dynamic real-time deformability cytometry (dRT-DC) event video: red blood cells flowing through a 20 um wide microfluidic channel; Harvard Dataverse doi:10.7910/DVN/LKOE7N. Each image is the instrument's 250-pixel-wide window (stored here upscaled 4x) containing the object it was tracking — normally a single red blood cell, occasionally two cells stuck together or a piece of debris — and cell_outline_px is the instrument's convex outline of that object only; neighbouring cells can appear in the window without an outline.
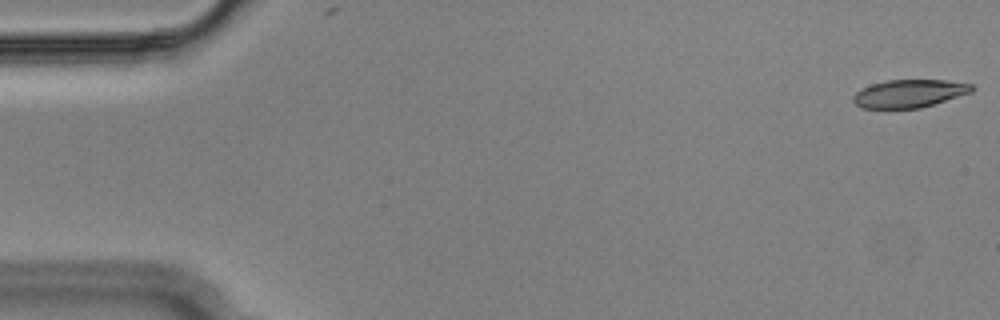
{"species": "Egyptian fruit bat (a non-hibernating species)", "species_latin": "Rousettus aegyptiacus", "temperature_condition": "cold", "stored_images_in_passage": 12, "camera_frame_rate_fps": 3000, "um_per_image_px": 0.085, "animal": {"sex": "male"}, "frame": {"image": 1, "passage_image": 1, "time_ms": 0.0, "image_size_px": [1000, 320], "cell_outline_px": [[976, 88], [972, 92], [920, 108], [860, 108], [852, 100], [852, 96], [860, 88], [872, 84], [888, 80], [944, 80], [972, 84]], "centroid_in_image_um": [77.27, 7.94], "position_along_channel_um": 7.7, "area_um2": 19.31}}